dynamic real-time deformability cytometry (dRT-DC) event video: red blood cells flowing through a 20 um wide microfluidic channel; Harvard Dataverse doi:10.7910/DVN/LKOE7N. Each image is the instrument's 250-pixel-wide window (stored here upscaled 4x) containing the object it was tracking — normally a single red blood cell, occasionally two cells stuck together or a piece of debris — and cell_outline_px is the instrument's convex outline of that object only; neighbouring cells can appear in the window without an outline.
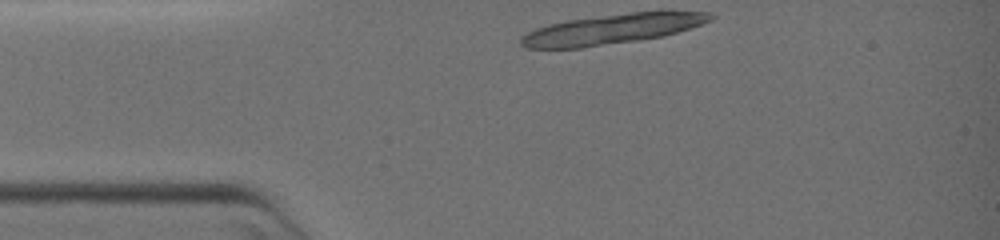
{"species": "common noctule bat (a hibernating species)", "species_latin": "Nyctalus noctula", "temperature_condition": "warm", "stored_images_in_passage": 8, "camera_frame_rate_fps": 3000, "um_per_image_px": 0.085, "animal": {"sex": "female", "body_mass_g": 19.0, "forearm_length_mm": 51.5}, "frame": {"image": 1, "passage_image": 1, "time_ms": 0.0, "image_size_px": [1000, 240], "cell_outline_px": [[716, 16], [712, 20], [676, 32], [660, 36], [580, 48], [528, 48], [520, 44], [520, 40], [528, 32], [536, 28], [568, 20], [632, 12], [708, 12]], "centroid_in_image_um": [52.0, 2.47], "position_along_channel_um": 33.0, "area_um2": 32.02}}